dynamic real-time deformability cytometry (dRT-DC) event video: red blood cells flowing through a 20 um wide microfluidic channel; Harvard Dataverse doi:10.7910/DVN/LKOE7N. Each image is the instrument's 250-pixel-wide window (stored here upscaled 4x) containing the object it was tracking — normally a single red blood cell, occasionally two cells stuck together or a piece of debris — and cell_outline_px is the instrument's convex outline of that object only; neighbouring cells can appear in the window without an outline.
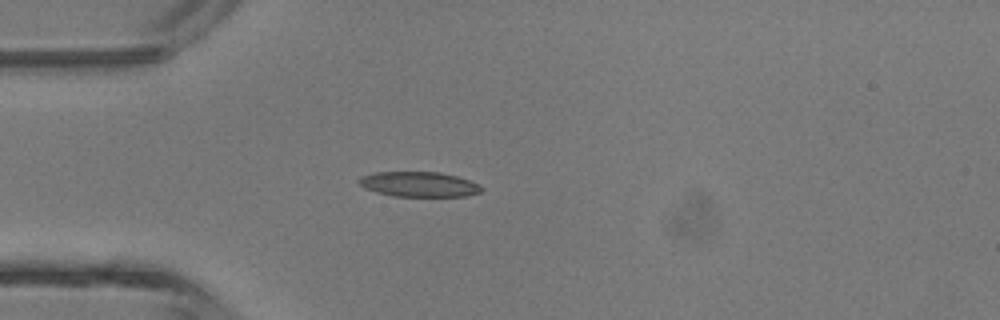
{"species": "common noctule bat (a hibernating species)", "species_latin": "Nyctalus noctula", "temperature_condition": "room temperature", "stored_images_in_passage": 2, "camera_frame_rate_fps": 3000, "um_per_image_px": 0.085, "animal": {"sex": "male", "body_mass_g": 13.3}, "frame": {"image": 1, "passage_image": 2, "time_ms": 2.0, "image_size_px": [1000, 320], "cell_outline_px": [[484, 188], [480, 192], [468, 196], [392, 196], [376, 192], [364, 188], [356, 180], [360, 176], [376, 172], [440, 172], [456, 176], [480, 184]], "centroid_in_image_um": [35.6, 15.66], "position_along_channel_um": 49.4, "area_um2": 17.98}}